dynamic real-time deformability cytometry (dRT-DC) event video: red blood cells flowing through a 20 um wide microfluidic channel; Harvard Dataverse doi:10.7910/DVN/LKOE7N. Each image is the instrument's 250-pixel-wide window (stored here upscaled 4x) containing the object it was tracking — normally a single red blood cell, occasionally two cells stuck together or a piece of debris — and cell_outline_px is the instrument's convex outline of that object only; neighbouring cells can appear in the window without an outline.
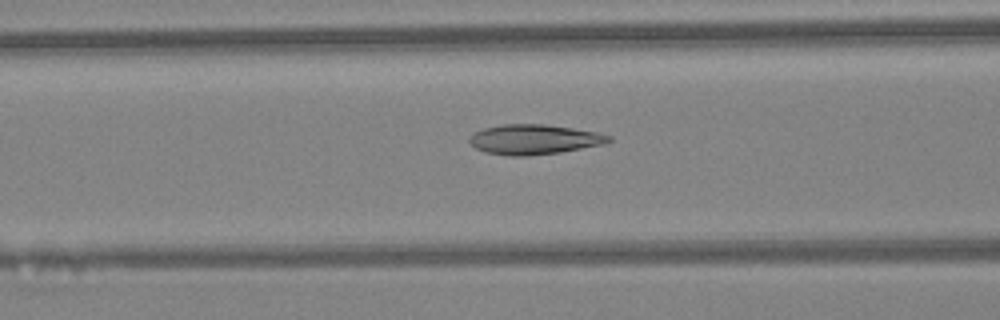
{"species": "Egyptian fruit bat (a non-hibernating species)", "species_latin": "Rousettus aegyptiacus", "temperature_condition": "warm", "stored_images_in_passage": 34, "camera_frame_rate_fps": 3000, "um_per_image_px": 0.085, "animal": {"sex": "female"}, "frame": {"image": 1, "passage_image": 7, "time_ms": 2.0, "image_size_px": [1000, 320], "cell_outline_px": [[612, 140], [604, 144], [560, 152], [528, 156], [508, 156], [484, 152], [476, 148], [468, 140], [476, 132], [484, 128], [500, 124], [544, 124], [572, 128], [596, 132], [612, 136]], "centroid_in_image_um": [45.4, 11.85], "position_along_channel_um": 121.2, "area_um2": 24.22}}
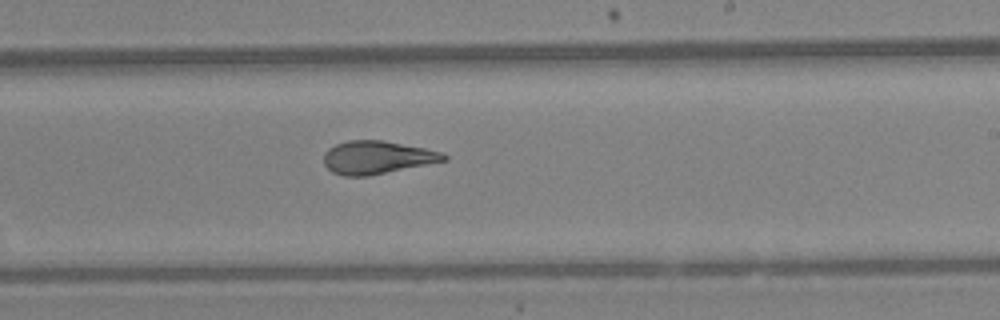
{"frame": {"image": 2, "passage_image": 16, "time_ms": 5.0, "image_size_px": [1000, 320], "cell_outline_px": [[448, 160], [368, 176], [344, 176], [332, 172], [324, 164], [324, 152], [328, 148], [336, 144], [348, 140], [384, 140], [444, 152], [448, 156]], "centroid_in_image_um": [32.05, 13.37], "position_along_channel_um": 256.9, "area_um2": 23.18}}
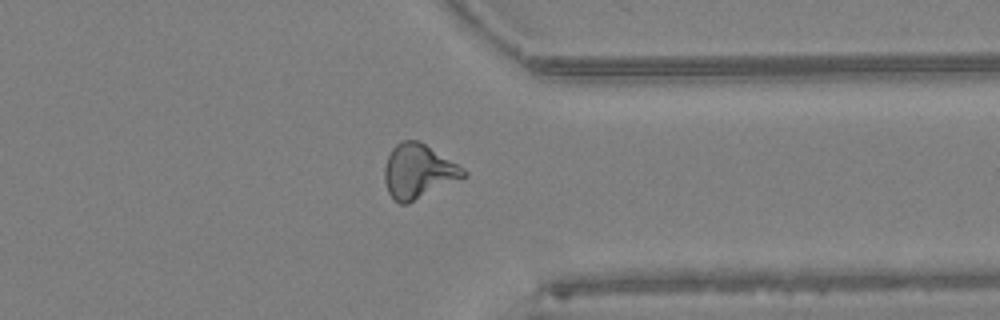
{"frame": {"image": 3, "passage_image": 24, "time_ms": 7.667, "image_size_px": [1000, 320], "cell_outline_px": [[468, 176], [408, 204], [400, 204], [388, 192], [384, 180], [384, 168], [388, 156], [392, 148], [400, 140], [416, 140], [424, 144], [464, 168], [468, 172]], "centroid_in_image_um": [35.56, 14.58], "position_along_channel_um": 375.8, "area_um2": 24.91}, "authors_computed_cell_mechanics": {"area_um2": 23.6113, "velocity_mm_per_s": 4.5553, "shape_relaxation_time_tau1_ms": 8.5715, "shape_relaxation_time_tau2_ms": 2.0147, "deformation_change_tau1": 0.2602, "deformation_change_tau2": 0.0869}}